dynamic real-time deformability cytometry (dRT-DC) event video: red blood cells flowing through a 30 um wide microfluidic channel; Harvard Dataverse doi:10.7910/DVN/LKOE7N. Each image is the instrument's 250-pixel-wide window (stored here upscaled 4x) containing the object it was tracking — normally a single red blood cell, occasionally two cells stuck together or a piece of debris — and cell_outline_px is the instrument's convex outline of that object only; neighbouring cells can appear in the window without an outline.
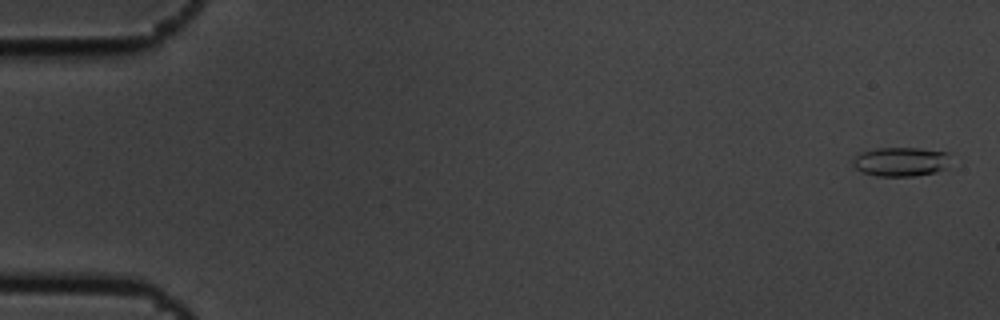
{"species": "common noctule bat (a hibernating species)", "species_latin": "Nyctalus noctula", "temperature_condition": "cold", "stored_images_in_passage": 16, "camera_frame_rate_fps": 3000, "um_per_image_px": 0.085, "animal": {"sex": "male", "body_mass_g": 19.5, "forearm_length_mm": 54.6}, "frame": {"image": 1, "passage_image": 1, "time_ms": 0.0, "image_size_px": [1000, 320], "cell_outline_px": [[948, 168], [936, 172], [916, 176], [876, 176], [864, 172], [856, 168], [852, 164], [852, 160], [860, 152], [876, 148], [920, 148], [948, 152]], "centroid_in_image_um": [76.58, 13.74], "position_along_channel_um": 8.4, "area_um2": 16.7}}
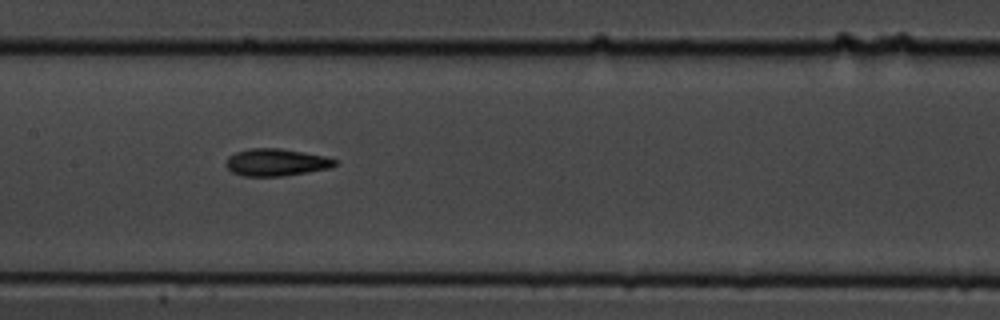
{"frame": {"image": 2, "passage_image": 8, "time_ms": 2.333, "image_size_px": [1000, 320], "cell_outline_px": [[336, 164], [328, 168], [308, 172], [284, 176], [244, 176], [232, 172], [224, 164], [228, 156], [236, 152], [252, 148], [280, 148], [304, 152], [324, 156], [336, 160]], "centroid_in_image_um": [23.43, 13.8], "position_along_channel_um": 184.0, "area_um2": 17.22}}
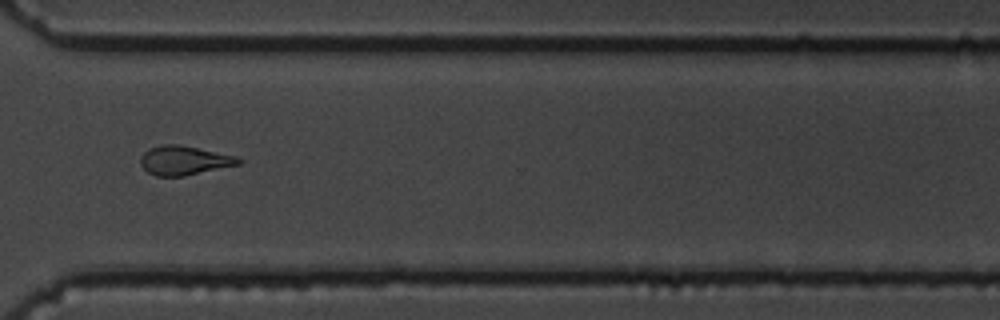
{"frame": {"image": 3, "passage_image": 12, "time_ms": 3.667, "image_size_px": [1000, 320], "cell_outline_px": [[244, 160], [240, 164], [184, 176], [156, 176], [148, 172], [140, 164], [140, 156], [148, 148], [160, 144], [180, 144], [236, 156]], "centroid_in_image_um": [15.63, 13.62], "position_along_channel_um": 355.0, "area_um2": 16.76}}